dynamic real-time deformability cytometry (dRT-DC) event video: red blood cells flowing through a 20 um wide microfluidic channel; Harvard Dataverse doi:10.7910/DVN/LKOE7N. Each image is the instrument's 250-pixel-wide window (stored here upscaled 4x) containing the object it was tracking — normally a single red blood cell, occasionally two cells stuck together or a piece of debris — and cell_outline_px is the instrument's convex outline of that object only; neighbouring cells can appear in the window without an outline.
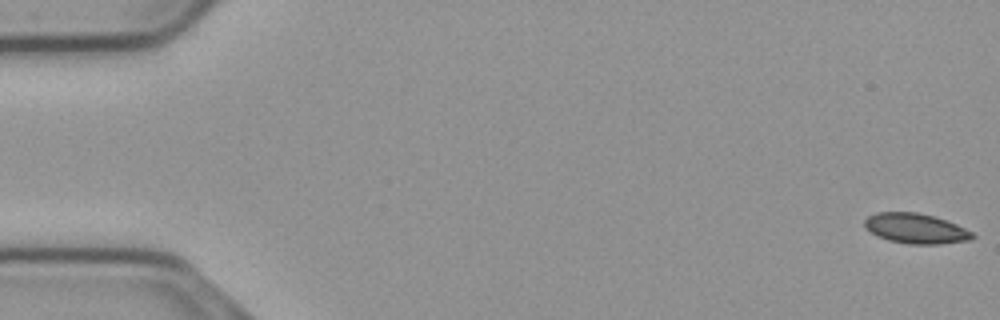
{"species": "common noctule bat (a hibernating species)", "species_latin": "Nyctalus noctula", "temperature_condition": "cold", "stored_images_in_passage": 56, "camera_frame_rate_fps": 3000, "um_per_image_px": 0.085, "animal": {"sex": "male", "body_mass_g": 23.1, "forearm_length_mm": 52.7}, "frame": {"image": 1, "passage_image": 1, "time_ms": 0.0, "image_size_px": [1000, 320], "cell_outline_px": [[976, 236], [968, 240], [940, 244], [908, 244], [888, 240], [864, 228], [864, 220], [868, 216], [876, 212], [916, 212], [932, 216], [956, 224], [972, 232]], "centroid_in_image_um": [77.81, 19.42], "position_along_channel_um": 7.2, "area_um2": 18.73}}
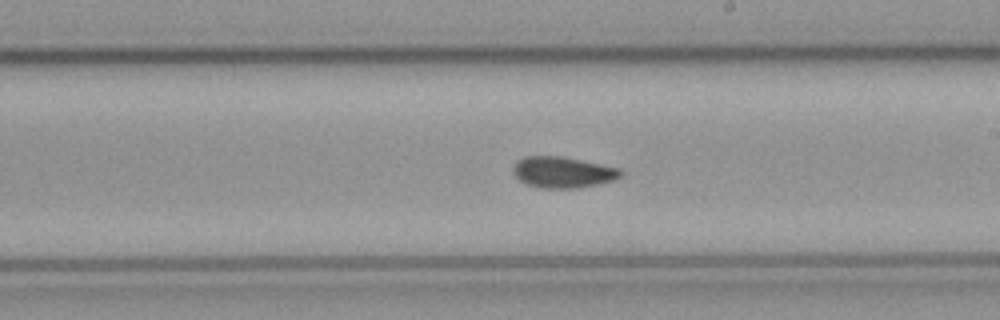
{"frame": {"image": 2, "passage_image": 32, "time_ms": 10.333, "image_size_px": [1000, 320], "cell_outline_px": [[624, 172], [616, 180], [580, 188], [540, 188], [528, 184], [520, 180], [512, 172], [512, 168], [516, 160], [524, 156], [560, 156], [620, 168]], "centroid_in_image_um": [47.83, 14.64], "position_along_channel_um": 241.2, "area_um2": 19.59}}
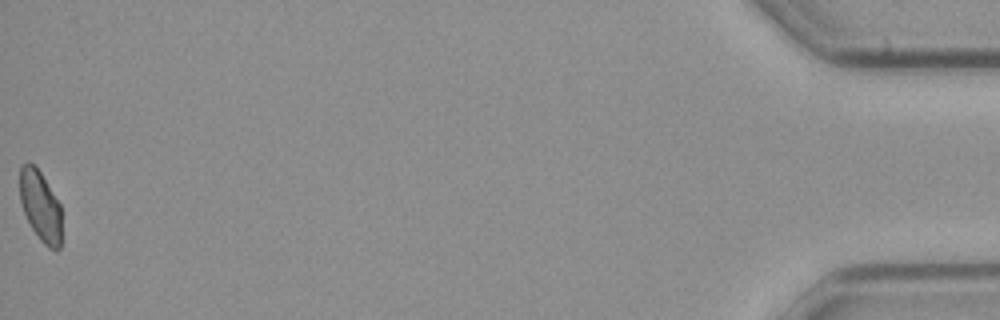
{"frame": {"image": 3, "passage_image": 56, "time_ms": 18.333, "image_size_px": [1000, 320], "cell_outline_px": [[60, 248], [56, 252], [48, 248], [40, 240], [32, 228], [24, 212], [20, 200], [20, 168], [28, 160], [40, 172], [60, 204]], "centroid_in_image_um": [3.43, 17.53], "position_along_channel_um": 431.8, "area_um2": 16.94}}